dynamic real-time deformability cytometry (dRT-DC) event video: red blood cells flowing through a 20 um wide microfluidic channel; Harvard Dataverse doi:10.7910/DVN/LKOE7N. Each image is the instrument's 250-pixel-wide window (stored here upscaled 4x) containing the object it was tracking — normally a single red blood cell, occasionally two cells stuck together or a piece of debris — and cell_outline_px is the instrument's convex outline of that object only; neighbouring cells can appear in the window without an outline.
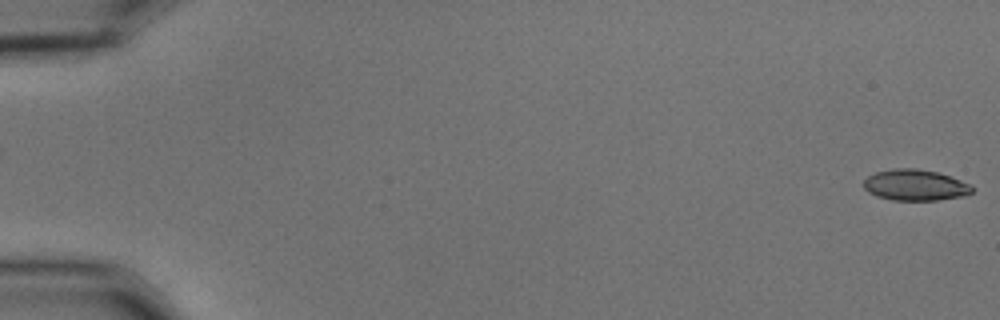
{"species": "common noctule bat (a hibernating species)", "species_latin": "Nyctalus noctula", "temperature_condition": "cold", "stored_images_in_passage": 57, "camera_frame_rate_fps": 3000, "um_per_image_px": 0.085, "animal": {"sex": "male", "body_mass_g": 15.6}, "frame": {"image": 1, "passage_image": 1, "time_ms": 0.0, "image_size_px": [1000, 320], "cell_outline_px": [[972, 192], [964, 196], [936, 200], [892, 200], [876, 196], [868, 192], [864, 188], [864, 180], [868, 176], [876, 172], [892, 168], [916, 168], [936, 172], [972, 184]], "centroid_in_image_um": [77.77, 15.73], "position_along_channel_um": 7.2, "area_um2": 19.59}}
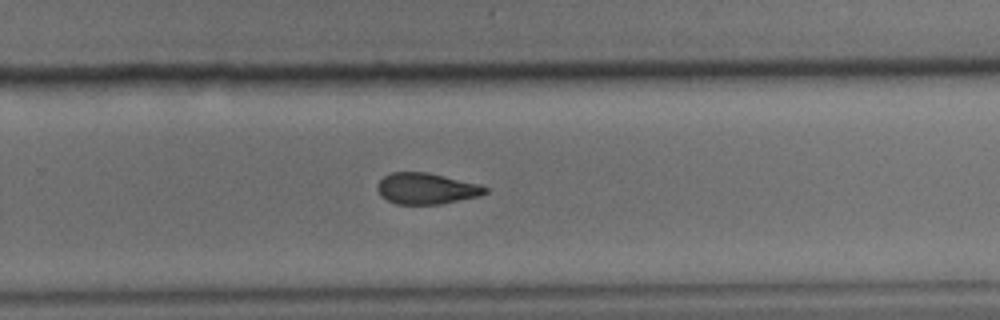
{"frame": {"image": 2, "passage_image": 38, "time_ms": 12.333, "image_size_px": [1000, 320], "cell_outline_px": [[488, 192], [480, 196], [440, 204], [396, 204], [380, 196], [376, 188], [376, 184], [384, 176], [392, 172], [428, 172], [480, 184], [488, 188]], "centroid_in_image_um": [36.24, 16.02], "position_along_channel_um": 293.6, "area_um2": 19.71}}
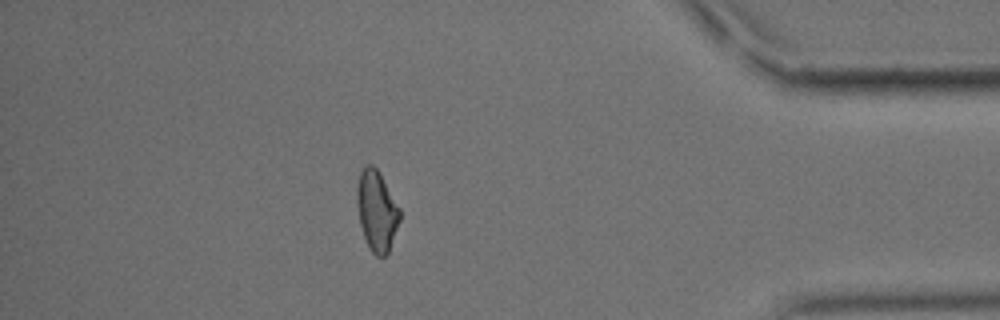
{"frame": {"image": 3, "passage_image": 50, "time_ms": 16.333, "image_size_px": [1000, 320], "cell_outline_px": [[400, 220], [388, 252], [384, 256], [376, 256], [372, 252], [364, 236], [360, 224], [356, 204], [356, 188], [360, 172], [364, 164], [372, 164], [376, 168], [400, 208]], "centroid_in_image_um": [32.0, 17.89], "position_along_channel_um": 403.2, "area_um2": 19.94}}